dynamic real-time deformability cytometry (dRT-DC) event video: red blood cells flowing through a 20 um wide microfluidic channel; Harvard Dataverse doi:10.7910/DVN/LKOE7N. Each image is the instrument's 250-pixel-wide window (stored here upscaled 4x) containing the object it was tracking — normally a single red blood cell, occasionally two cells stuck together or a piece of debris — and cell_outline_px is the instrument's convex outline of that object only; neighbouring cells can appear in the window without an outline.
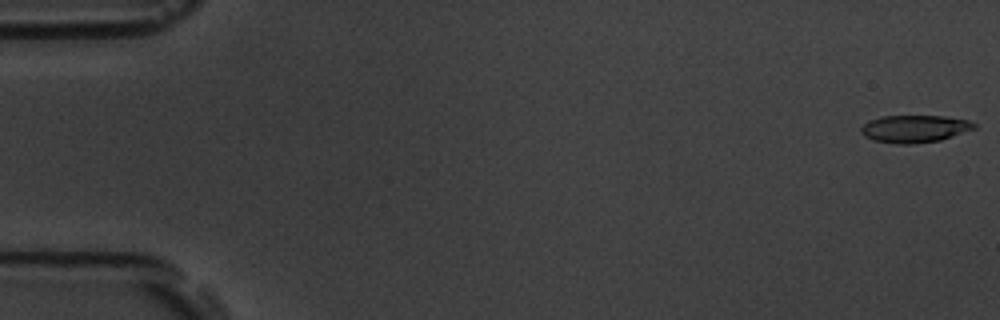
{"species": "common noctule bat (a hibernating species)", "species_latin": "Nyctalus noctula", "temperature_condition": "room temperature", "stored_images_in_passage": 54, "camera_frame_rate_fps": 3000, "um_per_image_px": 0.085, "animal": {"sex": "male", "body_mass_g": 19.5, "forearm_length_mm": 54.6}, "frame": {"image": 1, "passage_image": 1, "time_ms": 0.0, "image_size_px": [1000, 320], "cell_outline_px": [[976, 128], [940, 140], [912, 144], [896, 144], [872, 140], [864, 136], [860, 132], [860, 128], [864, 124], [880, 116], [944, 116], [968, 120], [976, 124]], "centroid_in_image_um": [77.72, 10.95], "position_along_channel_um": 7.3, "area_um2": 18.03}}
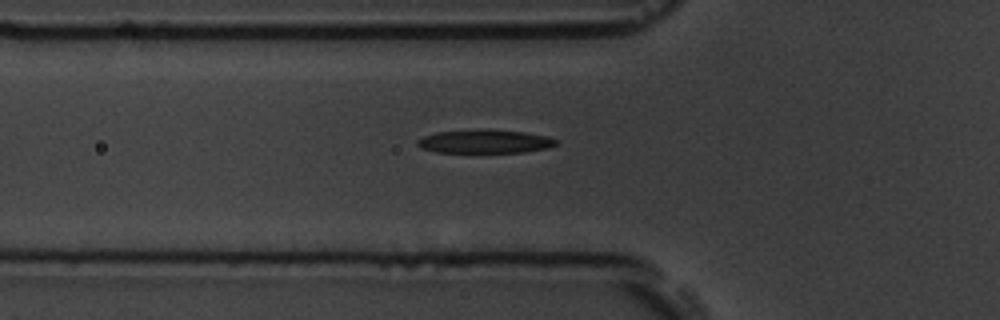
{"frame": {"image": 2, "passage_image": 19, "time_ms": 6.0, "image_size_px": [1000, 320], "cell_outline_px": [[560, 140], [556, 144], [548, 148], [524, 152], [436, 152], [420, 148], [416, 144], [416, 140], [424, 136], [436, 132], [472, 128], [488, 128], [524, 132], [544, 136]], "centroid_in_image_um": [41.17, 12.0], "position_along_channel_um": 84.6, "area_um2": 19.42}}
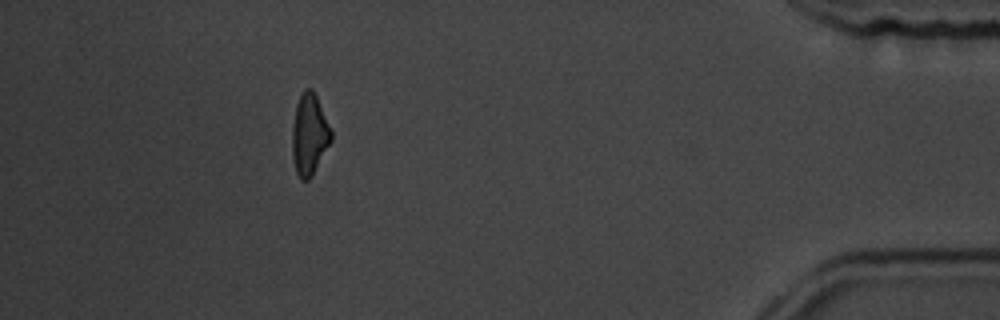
{"frame": {"image": 3, "passage_image": 49, "time_ms": 16.0, "image_size_px": [1000, 320], "cell_outline_px": [[332, 140], [312, 176], [308, 180], [300, 180], [296, 172], [292, 156], [292, 124], [296, 104], [304, 88], [312, 88], [316, 92], [332, 128]], "centroid_in_image_um": [26.31, 11.39], "position_along_channel_um": 408.9, "area_um2": 18.96}, "authors_computed_cell_mechanics": {"area_um2": 19.2763, "velocity_mm_per_s": 3.7898, "shape_relaxation_time_tau1_ms": 3.1846, "shape_relaxation_time_tau2_ms": 5.3418, "deformation_change_tau1": 0.1459, "deformation_change_tau2": 0.1468}}